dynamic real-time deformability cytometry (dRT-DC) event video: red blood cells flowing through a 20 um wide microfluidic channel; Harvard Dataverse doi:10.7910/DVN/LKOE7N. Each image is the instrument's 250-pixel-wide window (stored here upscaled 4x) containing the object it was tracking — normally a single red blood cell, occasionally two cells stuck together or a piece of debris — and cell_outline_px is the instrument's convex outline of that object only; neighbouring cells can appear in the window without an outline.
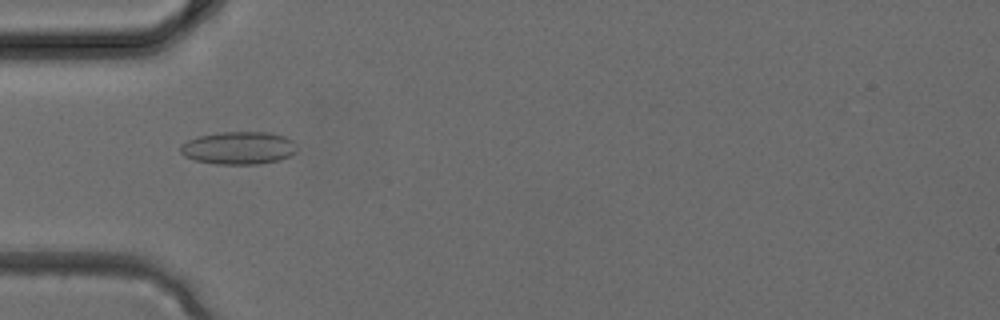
{"species": "common noctule bat (a hibernating species)", "species_latin": "Nyctalus noctula", "temperature_condition": "cold", "stored_images_in_passage": 3, "camera_frame_rate_fps": 3000, "um_per_image_px": 0.085, "animal": {"sex": "female", "body_mass_g": 24.6, "forearm_length_mm": 56.2}, "frame": {"image": 1, "passage_image": 3, "time_ms": 0.667, "image_size_px": [1000, 320], "cell_outline_px": [[296, 152], [292, 156], [280, 160], [256, 164], [216, 164], [196, 160], [184, 156], [180, 152], [180, 144], [188, 140], [200, 136], [220, 132], [268, 132], [284, 136], [292, 140], [296, 144]], "centroid_in_image_um": [20.3, 12.58], "position_along_channel_um": 64.7, "area_um2": 22.31}}